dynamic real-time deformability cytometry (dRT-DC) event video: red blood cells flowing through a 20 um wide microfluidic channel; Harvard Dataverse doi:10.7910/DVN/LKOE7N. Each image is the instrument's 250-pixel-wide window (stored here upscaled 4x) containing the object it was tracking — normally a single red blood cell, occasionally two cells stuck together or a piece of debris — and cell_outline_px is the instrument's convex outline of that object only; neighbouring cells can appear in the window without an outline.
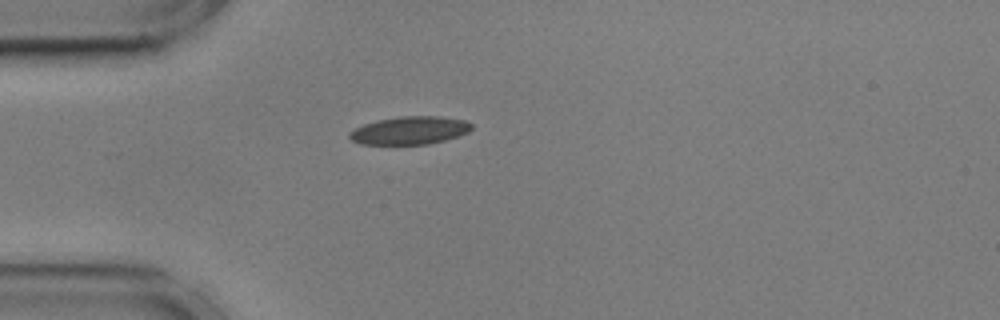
{"species": "common noctule bat (a hibernating species)", "species_latin": "Nyctalus noctula", "temperature_condition": "cold", "stored_images_in_passage": 41, "camera_frame_rate_fps": 3000, "um_per_image_px": 0.085, "animal": {"sex": "male", "body_mass_g": 17.9, "forearm_length_mm": 54.2}, "frame": {"image": 1, "passage_image": 1, "time_ms": 0.0, "image_size_px": [1000, 320], "cell_outline_px": [[472, 128], [468, 132], [444, 140], [428, 144], [360, 144], [352, 140], [348, 136], [348, 132], [364, 124], [376, 120], [400, 116], [436, 116], [464, 120], [472, 124]], "centroid_in_image_um": [34.8, 11.08], "position_along_channel_um": 50.2, "area_um2": 19.77}}
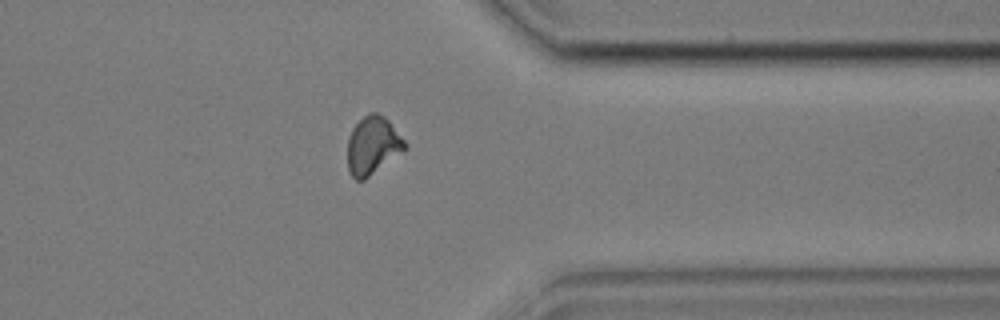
{"frame": {"image": 2, "passage_image": 30, "time_ms": 9.667, "image_size_px": [1000, 320], "cell_outline_px": [[408, 148], [404, 152], [364, 180], [356, 180], [348, 172], [348, 136], [352, 128], [364, 116], [372, 112], [376, 112], [384, 116], [388, 120], [404, 140]], "centroid_in_image_um": [31.69, 12.39], "position_along_channel_um": 379.7, "area_um2": 19.48}}
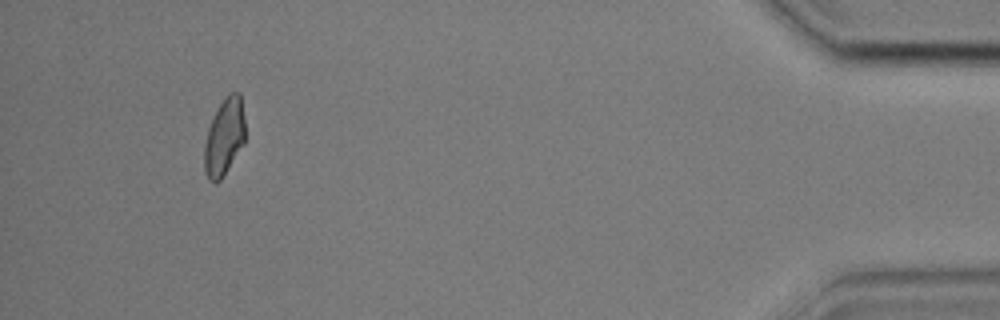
{"frame": {"image": 3, "passage_image": 38, "time_ms": 12.333, "image_size_px": [1000, 320], "cell_outline_px": [[244, 144], [220, 180], [216, 184], [208, 180], [204, 172], [204, 148], [208, 128], [224, 96], [232, 92], [240, 92], [244, 116]], "centroid_in_image_um": [19.06, 11.66], "position_along_channel_um": 416.1, "area_um2": 18.26}, "authors_computed_cell_mechanics": {"area_um2": 19.2474, "velocity_mm_per_s": 3.5929, "shape_relaxation_time_tau1_ms": 5.5037, "shape_relaxation_time_tau2_ms": 2.6711, "deformation_change_tau1": 0.112, "deformation_change_tau2": 0.0781}}